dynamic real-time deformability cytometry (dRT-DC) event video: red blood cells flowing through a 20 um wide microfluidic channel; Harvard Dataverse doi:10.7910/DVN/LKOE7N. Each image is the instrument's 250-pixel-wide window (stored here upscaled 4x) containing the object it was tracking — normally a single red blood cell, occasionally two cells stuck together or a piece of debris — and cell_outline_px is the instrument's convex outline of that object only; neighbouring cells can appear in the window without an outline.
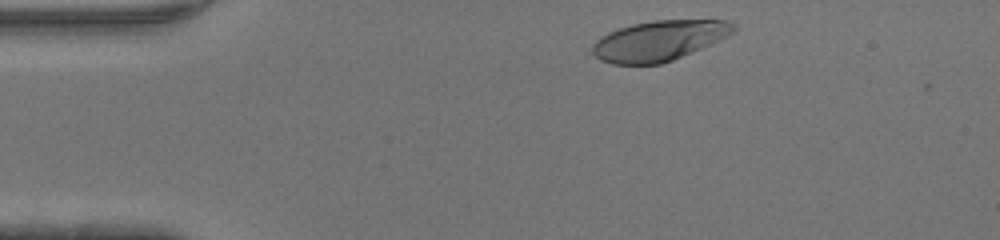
{"species": "human", "species_latin": "Homo sapiens", "temperature_condition": "warm", "stored_images_in_passage": 34, "camera_frame_rate_fps": 3000, "um_per_image_px": 0.085, "donor": {"sex": "male"}, "frame": {"image": 1, "passage_image": 2, "time_ms": 0.333, "image_size_px": [1000, 240], "cell_outline_px": [[736, 28], [728, 36], [720, 40], [692, 52], [672, 60], [660, 64], [612, 64], [600, 60], [588, 52], [592, 44], [600, 36], [608, 32], [632, 24], [652, 20], [724, 20], [736, 24]], "centroid_in_image_um": [55.96, 3.46], "position_along_channel_um": 29.0, "area_um2": 33.23}}
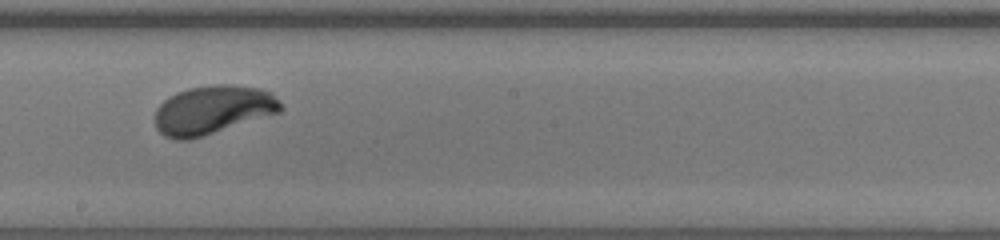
{"frame": {"image": 2, "passage_image": 20, "time_ms": 6.333, "image_size_px": [1000, 240], "cell_outline_px": [[284, 108], [280, 112], [204, 136], [188, 140], [176, 140], [164, 136], [156, 128], [156, 108], [168, 96], [176, 92], [188, 88], [212, 84], [232, 84], [260, 88], [272, 92]], "centroid_in_image_um": [18.09, 9.33], "position_along_channel_um": 230.1, "area_um2": 35.95}}
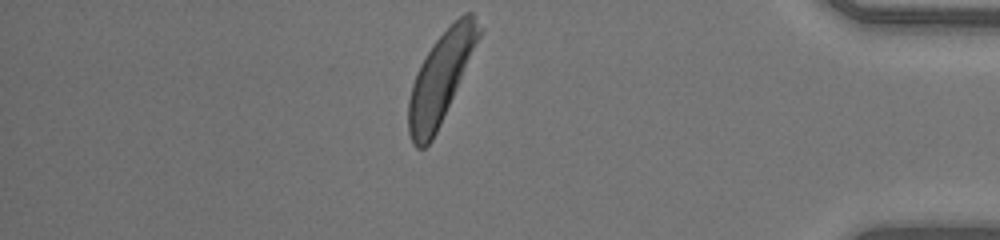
{"frame": {"image": 3, "passage_image": 34, "time_ms": 11.0, "image_size_px": [1000, 240], "cell_outline_px": [[484, 32], [440, 124], [432, 140], [424, 148], [416, 148], [412, 144], [408, 132], [408, 100], [412, 84], [416, 72], [420, 64], [432, 44], [464, 12], [472, 12], [484, 28]], "centroid_in_image_um": [37.49, 6.59], "position_along_channel_um": 397.7, "area_um2": 37.05}}